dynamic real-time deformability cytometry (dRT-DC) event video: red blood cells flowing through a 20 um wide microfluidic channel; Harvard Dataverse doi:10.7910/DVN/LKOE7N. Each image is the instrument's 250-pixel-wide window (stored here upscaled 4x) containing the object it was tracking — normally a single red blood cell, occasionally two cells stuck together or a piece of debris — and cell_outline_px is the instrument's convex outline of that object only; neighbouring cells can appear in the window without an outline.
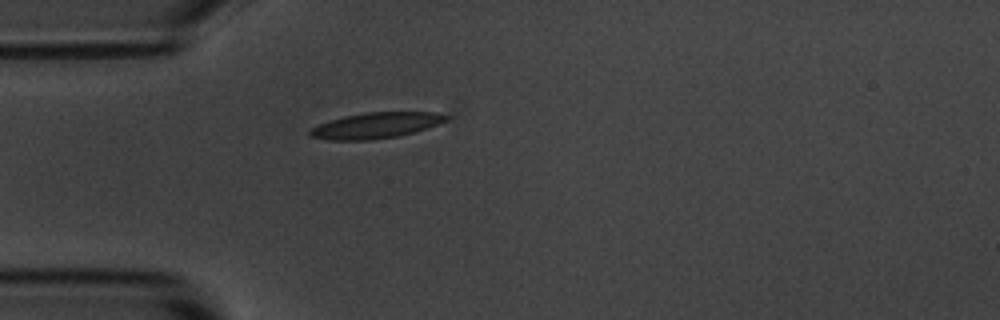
{"species": "common noctule bat (a hibernating species)", "species_latin": "Nyctalus noctula", "temperature_condition": "room temperature", "stored_images_in_passage": 1, "camera_frame_rate_fps": 3000, "um_per_image_px": 0.085, "animal": {"sex": "male", "body_mass_g": 20.1, "forearm_length_mm": 53.5}, "frame": {"image": 1, "passage_image": 1, "time_ms": 0.0, "image_size_px": [1000, 320], "cell_outline_px": [[448, 116], [444, 120], [436, 124], [400, 136], [372, 140], [328, 140], [308, 136], [308, 132], [312, 128], [320, 124], [344, 116], [364, 112], [436, 112]], "centroid_in_image_um": [31.88, 10.67], "position_along_channel_um": 53.1, "area_um2": 20.17}}